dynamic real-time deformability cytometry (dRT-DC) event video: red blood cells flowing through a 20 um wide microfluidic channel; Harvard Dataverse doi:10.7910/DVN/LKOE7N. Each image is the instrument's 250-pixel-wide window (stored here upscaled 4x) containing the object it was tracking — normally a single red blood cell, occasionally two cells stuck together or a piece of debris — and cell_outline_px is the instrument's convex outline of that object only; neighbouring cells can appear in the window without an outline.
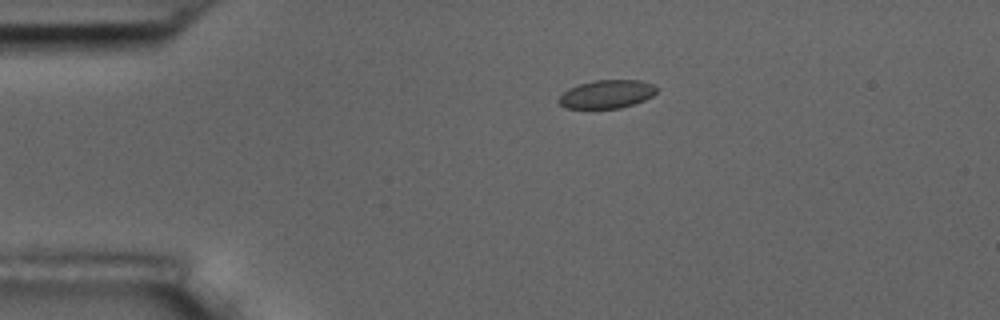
{"species": "common noctule bat (a hibernating species)", "species_latin": "Nyctalus noctula", "temperature_condition": "room temperature", "stored_images_in_passage": 4, "camera_frame_rate_fps": 3000, "um_per_image_px": 0.085, "animal": {"sex": "male", "body_mass_g": 17.5, "forearm_length_mm": 52.3}, "frame": {"image": 1, "passage_image": 1, "time_ms": 0.0, "image_size_px": [1000, 320], "cell_outline_px": [[656, 92], [652, 96], [644, 100], [620, 108], [564, 108], [556, 100], [568, 88], [592, 80], [640, 80], [652, 84], [656, 88]], "centroid_in_image_um": [51.54, 8.0], "position_along_channel_um": 33.5, "area_um2": 16.07}}
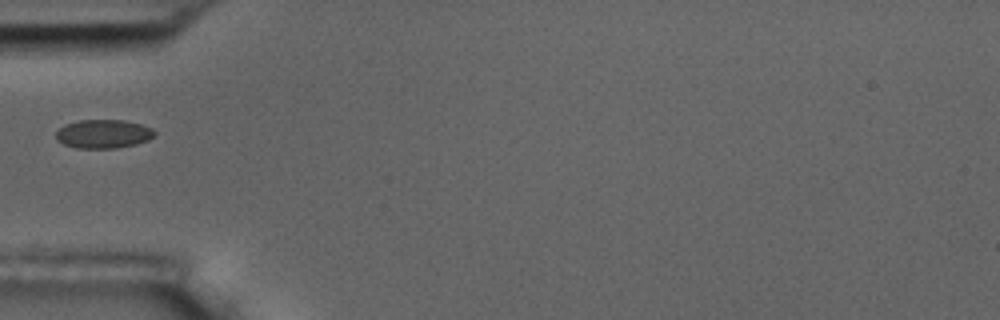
{"frame": {"image": 2, "passage_image": 3, "time_ms": 2.333, "image_size_px": [1000, 320], "cell_outline_px": [[156, 136], [148, 140], [136, 144], [116, 148], [76, 148], [64, 144], [56, 140], [56, 132], [64, 124], [80, 120], [124, 120], [140, 124], [152, 128], [156, 132]], "centroid_in_image_um": [8.8, 11.38], "position_along_channel_um": 76.2, "area_um2": 16.59}}